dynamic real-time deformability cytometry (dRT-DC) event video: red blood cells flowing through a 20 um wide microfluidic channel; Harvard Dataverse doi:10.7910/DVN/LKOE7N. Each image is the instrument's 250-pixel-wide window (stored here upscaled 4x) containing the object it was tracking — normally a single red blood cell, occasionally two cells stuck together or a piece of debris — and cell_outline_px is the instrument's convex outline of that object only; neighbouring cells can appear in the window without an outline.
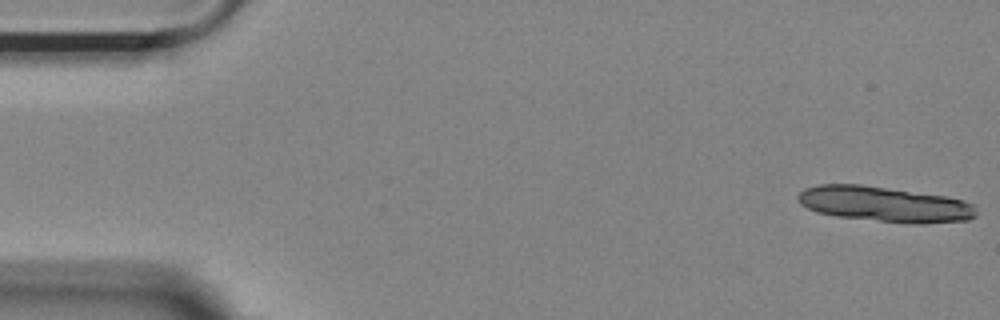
{"species": "Egyptian fruit bat (a non-hibernating species)", "species_latin": "Rousettus aegyptiacus", "temperature_condition": "room temperature", "stored_images_in_passage": 14, "camera_frame_rate_fps": 3000, "um_per_image_px": 0.085, "animal": {"sex": "female"}, "frame": {"image": 1, "passage_image": 1, "time_ms": 0.0, "image_size_px": [1000, 320], "cell_outline_px": [[976, 216], [968, 220], [920, 224], [912, 224], [836, 216], [816, 212], [800, 204], [796, 196], [804, 188], [820, 184], [860, 184], [948, 196], [964, 200], [972, 204], [976, 208]], "centroid_in_image_um": [75.2, 17.35], "position_along_channel_um": 9.8, "area_um2": 36.99}}